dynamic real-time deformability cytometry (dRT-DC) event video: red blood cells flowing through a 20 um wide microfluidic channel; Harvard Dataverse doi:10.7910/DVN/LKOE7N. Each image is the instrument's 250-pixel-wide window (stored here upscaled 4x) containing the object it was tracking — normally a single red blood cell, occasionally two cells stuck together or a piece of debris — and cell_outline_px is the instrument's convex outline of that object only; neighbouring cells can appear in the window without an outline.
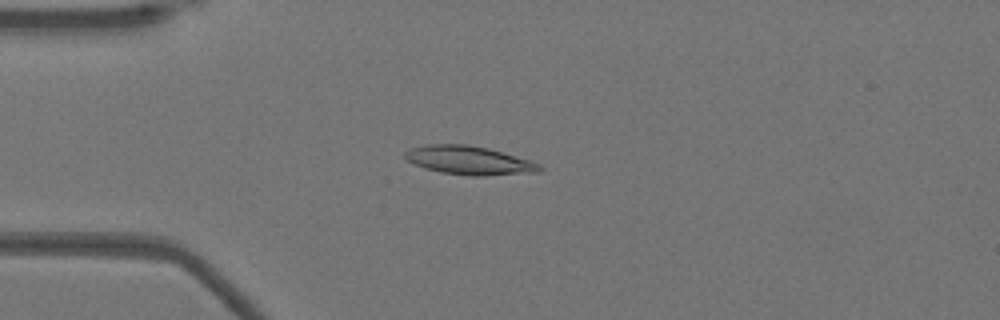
{"species": "Egyptian fruit bat (a non-hibernating species)", "species_latin": "Rousettus aegyptiacus", "temperature_condition": "warm", "stored_images_in_passage": 51, "camera_frame_rate_fps": 3000, "um_per_image_px": 0.085, "animal": {"sex": "female"}, "frame": {"image": 1, "passage_image": 13, "time_ms": 4.0, "image_size_px": [1000, 320], "cell_outline_px": [[544, 168], [540, 172], [484, 176], [468, 176], [440, 172], [424, 168], [408, 160], [404, 156], [404, 152], [412, 148], [428, 144], [468, 144], [488, 148], [528, 160], [540, 164]], "centroid_in_image_um": [39.89, 13.64], "position_along_channel_um": 45.1, "area_um2": 22.43}}
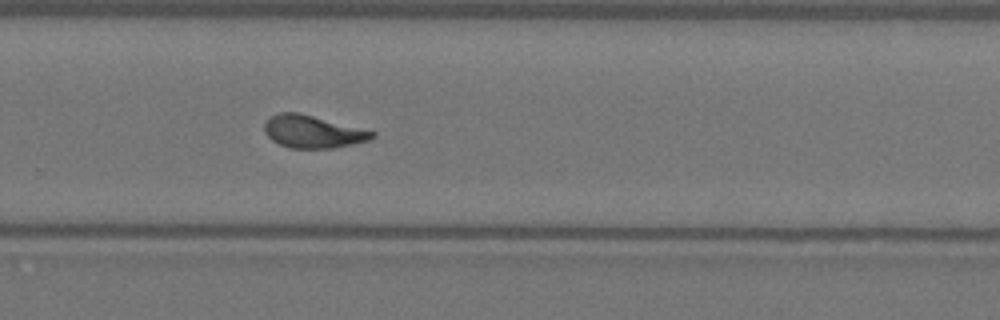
{"frame": {"image": 2, "passage_image": 34, "time_ms": 11.0, "image_size_px": [1000, 320], "cell_outline_px": [[376, 136], [368, 140], [352, 144], [332, 148], [288, 148], [272, 140], [264, 132], [264, 120], [280, 112], [300, 112], [376, 132]], "centroid_in_image_um": [26.56, 11.18], "position_along_channel_um": 303.2, "area_um2": 20.46}}
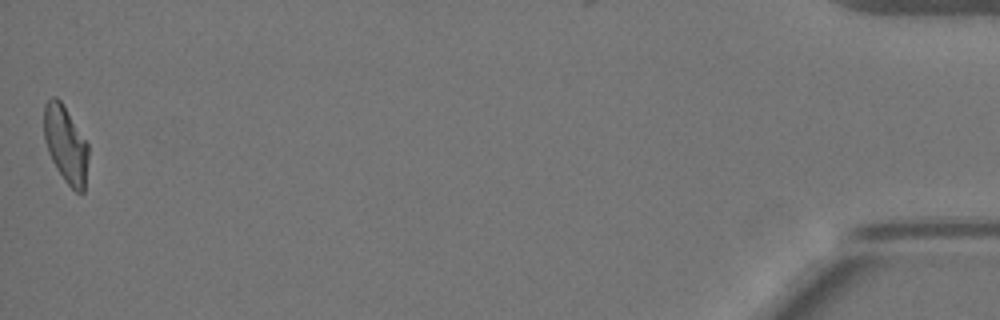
{"frame": {"image": 3, "passage_image": 51, "time_ms": 16.667, "image_size_px": [1000, 320], "cell_outline_px": [[88, 160], [84, 192], [76, 192], [64, 180], [56, 168], [48, 152], [44, 140], [44, 104], [52, 96], [56, 96], [60, 100], [88, 144]], "centroid_in_image_um": [5.57, 12.28], "position_along_channel_um": 429.6, "area_um2": 19.77}, "authors_computed_cell_mechanics": {"area_um2": 20.9236, "velocity_mm_per_s": 3.9306, "shape_relaxation_time_tau1_ms": 4.5305, "shape_relaxation_time_tau2_ms": 1.5114, "deformation_change_tau1": 0.1963, "deformation_change_tau2": 0.0843}}